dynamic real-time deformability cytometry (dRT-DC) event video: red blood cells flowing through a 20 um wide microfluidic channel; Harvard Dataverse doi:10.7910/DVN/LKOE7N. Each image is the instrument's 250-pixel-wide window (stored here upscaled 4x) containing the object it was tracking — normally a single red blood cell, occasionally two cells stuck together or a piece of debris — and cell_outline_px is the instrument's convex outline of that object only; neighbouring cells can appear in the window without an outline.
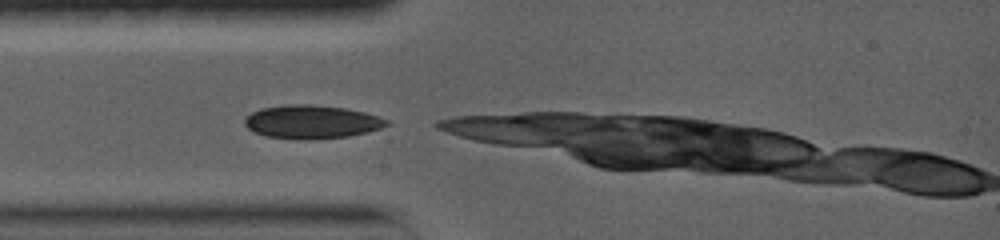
{"species": "common noctule bat (a hibernating species)", "species_latin": "Nyctalus noctula", "temperature_condition": "warm", "stored_images_in_passage": 4, "camera_frame_rate_fps": 5000, "um_per_image_px": 0.085, "animal": {"sex": "female", "body_mass_g": 19.0, "forearm_length_mm": 56.7}, "frame": {"image": 1, "passage_image": 1, "time_ms": 0.0, "image_size_px": [1000, 240], "cell_outline_px": [[392, 124], [368, 132], [348, 136], [268, 136], [256, 132], [248, 128], [244, 124], [244, 120], [252, 112], [260, 108], [288, 104], [308, 104], [344, 108], [364, 112], [388, 120]], "centroid_in_image_um": [26.52, 10.29], "position_along_channel_um": 58.5, "area_um2": 26.3}}